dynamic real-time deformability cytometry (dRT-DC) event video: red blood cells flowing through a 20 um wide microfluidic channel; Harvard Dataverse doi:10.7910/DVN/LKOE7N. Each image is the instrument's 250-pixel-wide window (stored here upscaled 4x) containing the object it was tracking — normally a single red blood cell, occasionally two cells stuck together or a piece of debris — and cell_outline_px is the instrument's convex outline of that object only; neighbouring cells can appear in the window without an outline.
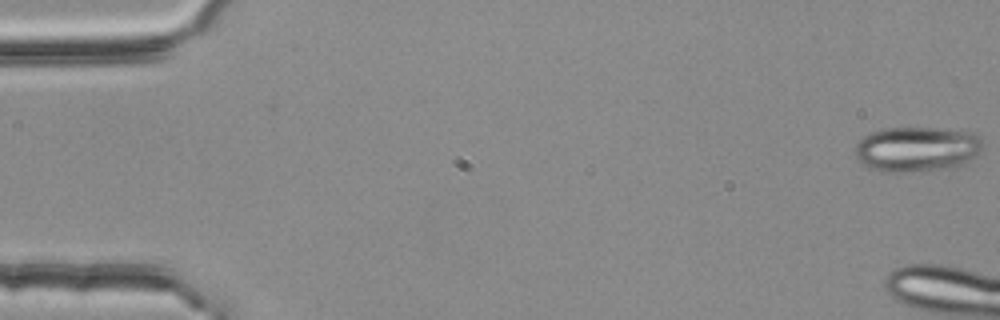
{"species": "common noctule bat (a hibernating species)", "species_latin": "Nyctalus noctula", "temperature_condition": "room temperature", "stored_images_in_passage": 3, "camera_frame_rate_fps": 3000, "um_per_image_px": 0.085, "animal": {"sex": "female", "body_mass_g": 25.1}, "frame": {"image": 1, "passage_image": 1, "time_ms": 0.0, "image_size_px": [1000, 320], "cell_outline_px": [[984, 144], [980, 152], [968, 164], [956, 168], [900, 172], [880, 172], [868, 168], [860, 164], [856, 160], [856, 144], [864, 136], [872, 132], [888, 128], [936, 128], [976, 132], [980, 136]], "centroid_in_image_um": [77.99, 12.69], "position_along_channel_um": 7.0, "area_um2": 34.28}}